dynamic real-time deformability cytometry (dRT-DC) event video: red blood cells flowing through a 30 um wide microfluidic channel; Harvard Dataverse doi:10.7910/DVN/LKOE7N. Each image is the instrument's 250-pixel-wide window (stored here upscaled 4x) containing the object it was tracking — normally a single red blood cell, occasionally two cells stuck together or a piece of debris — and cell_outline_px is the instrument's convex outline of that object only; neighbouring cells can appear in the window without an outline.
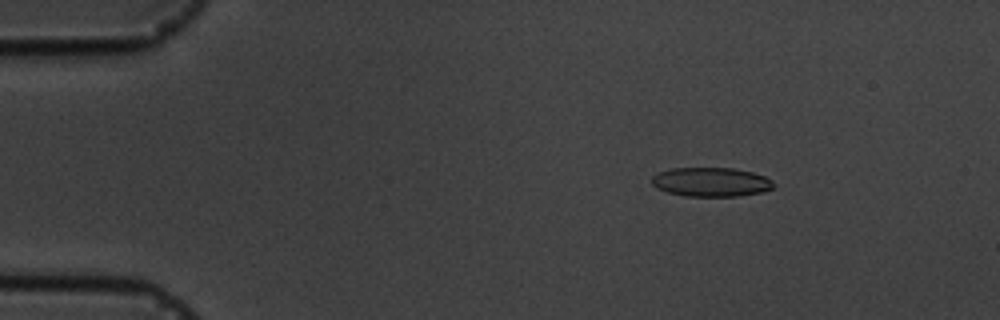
{"species": "common noctule bat (a hibernating species)", "species_latin": "Nyctalus noctula", "temperature_condition": "cold", "stored_images_in_passage": 5, "camera_frame_rate_fps": 3000, "um_per_image_px": 0.085, "animal": {"sex": "male", "body_mass_g": 19.5, "forearm_length_mm": 54.6}, "frame": {"image": 1, "passage_image": 3, "time_ms": 2.0, "image_size_px": [1000, 320], "cell_outline_px": [[776, 188], [760, 192], [736, 196], [684, 196], [668, 192], [656, 188], [652, 184], [652, 176], [656, 172], [672, 168], [732, 168], [752, 172], [764, 176], [772, 180], [776, 184]], "centroid_in_image_um": [60.44, 15.47], "position_along_channel_um": 24.6, "area_um2": 20.81}}